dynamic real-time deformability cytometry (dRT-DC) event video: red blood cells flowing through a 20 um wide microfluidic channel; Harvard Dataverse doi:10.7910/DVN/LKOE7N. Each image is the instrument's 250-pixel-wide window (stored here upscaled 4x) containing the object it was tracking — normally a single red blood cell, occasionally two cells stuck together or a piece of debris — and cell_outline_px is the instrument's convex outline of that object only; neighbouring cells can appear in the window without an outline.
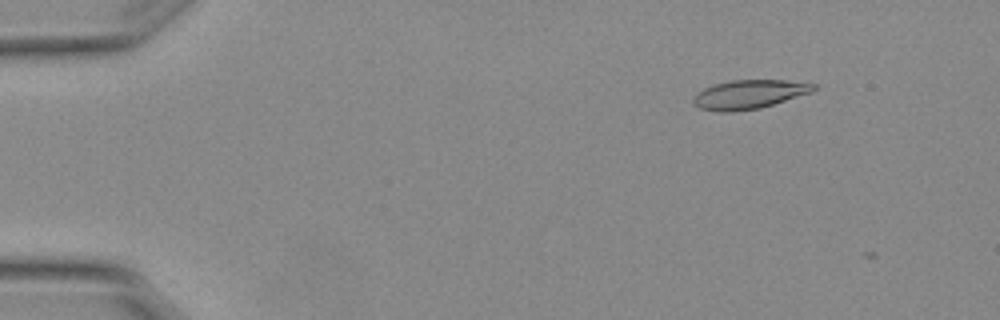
{"species": "Egyptian fruit bat (a non-hibernating species)", "species_latin": "Rousettus aegyptiacus", "temperature_condition": "warm", "stored_images_in_passage": 5, "camera_frame_rate_fps": 3000, "um_per_image_px": 0.085, "animal": {"sex": "female"}, "frame": {"image": 1, "passage_image": 2, "time_ms": 0.333, "image_size_px": [1000, 320], "cell_outline_px": [[816, 88], [812, 92], [760, 108], [732, 112], [720, 112], [700, 108], [692, 100], [692, 96], [696, 92], [704, 88], [716, 84], [732, 80], [784, 80], [816, 84]], "centroid_in_image_um": [63.65, 8.02], "position_along_channel_um": 21.3, "area_um2": 20.17}}